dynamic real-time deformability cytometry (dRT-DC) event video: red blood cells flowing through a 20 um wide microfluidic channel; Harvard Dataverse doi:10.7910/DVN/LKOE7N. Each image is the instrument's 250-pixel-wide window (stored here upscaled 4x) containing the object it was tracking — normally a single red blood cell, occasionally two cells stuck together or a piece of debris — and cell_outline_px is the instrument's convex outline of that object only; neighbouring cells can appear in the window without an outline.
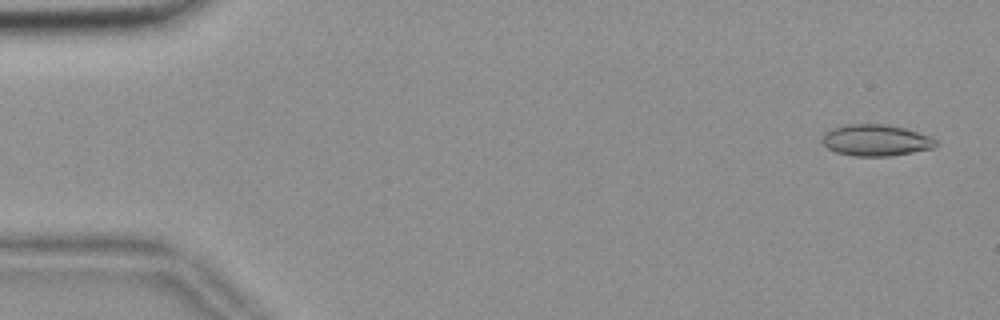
{"species": "common noctule bat (a hibernating species)", "species_latin": "Nyctalus noctula", "temperature_condition": "room temperature", "stored_images_in_passage": 56, "camera_frame_rate_fps": 3000, "um_per_image_px": 0.085, "animal": {"sex": "female", "body_mass_g": 18.4}, "frame": {"image": 1, "passage_image": 3, "time_ms": 0.667, "image_size_px": [1000, 320], "cell_outline_px": [[936, 148], [892, 156], [852, 156], [836, 152], [828, 148], [820, 140], [832, 128], [848, 124], [884, 124], [904, 128], [928, 136], [936, 140]], "centroid_in_image_um": [74.46, 11.93], "position_along_channel_um": 10.5, "area_um2": 20.69}}
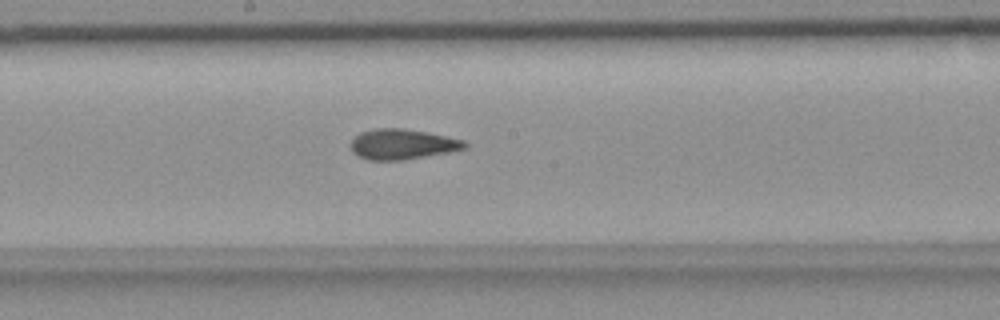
{"frame": {"image": 2, "passage_image": 30, "time_ms": 9.667, "image_size_px": [1000, 320], "cell_outline_px": [[468, 144], [464, 148], [448, 152], [404, 160], [368, 160], [352, 152], [352, 140], [360, 132], [376, 128], [404, 128], [428, 132], [464, 140]], "centroid_in_image_um": [34.2, 12.25], "position_along_channel_um": 214.0, "area_um2": 20.0}}
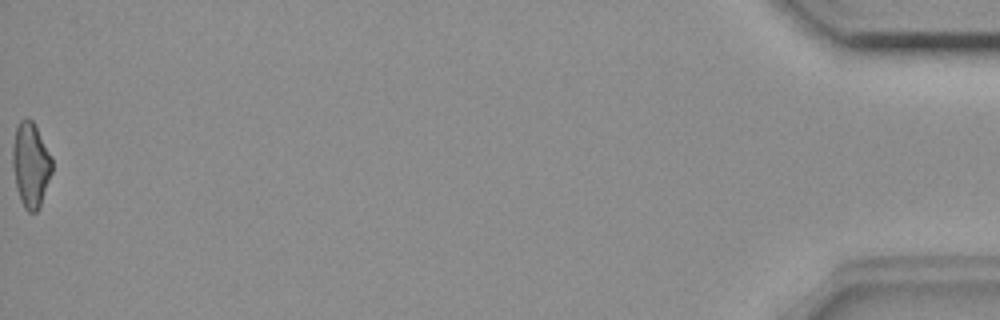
{"frame": {"image": 3, "passage_image": 56, "time_ms": 18.333, "image_size_px": [1000, 320], "cell_outline_px": [[52, 172], [40, 204], [36, 212], [28, 212], [24, 208], [20, 200], [16, 188], [12, 164], [12, 144], [16, 128], [20, 120], [28, 116], [32, 120], [52, 156]], "centroid_in_image_um": [2.59, 13.98], "position_along_channel_um": 432.6, "area_um2": 19.54}, "authors_computed_cell_mechanics": {"area_um2": 20.0855, "velocity_mm_per_s": 3.6947, "shape_relaxation_time_tau1_ms": null, "shape_relaxation_time_tau2_ms": 3.5247, "deformation_change_tau1": null, "deformation_change_tau2": 0.1007}}